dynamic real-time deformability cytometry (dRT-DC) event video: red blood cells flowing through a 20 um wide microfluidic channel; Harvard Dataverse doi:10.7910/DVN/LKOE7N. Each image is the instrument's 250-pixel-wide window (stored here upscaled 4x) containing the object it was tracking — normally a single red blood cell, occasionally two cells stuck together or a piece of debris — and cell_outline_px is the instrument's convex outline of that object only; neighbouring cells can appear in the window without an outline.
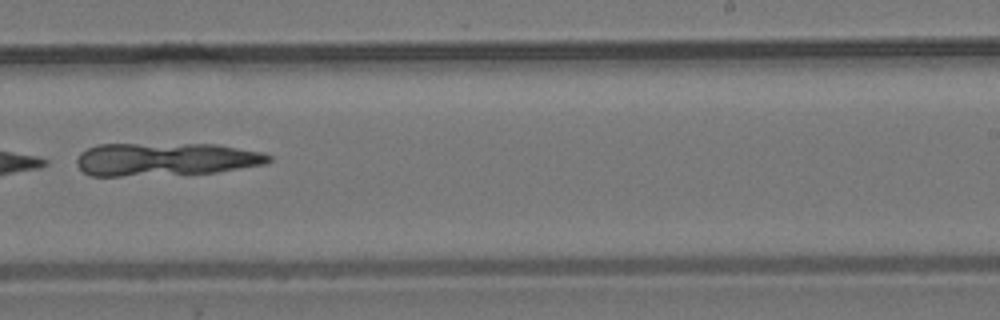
{"species": "common noctule bat (a hibernating species)", "species_latin": "Nyctalus noctula", "temperature_condition": "room temperature", "stored_images_in_passage": 6, "camera_frame_rate_fps": 3000, "um_per_image_px": 0.085, "animal": {"sex": "male", "body_mass_g": 19.2, "forearm_length_mm": 51.8}, "frame": {"image": 1, "passage_image": 6, "time_ms": 6.0, "image_size_px": [1000, 320], "cell_outline_px": [[272, 160], [264, 164], [216, 172], [120, 176], [88, 176], [76, 164], [76, 160], [80, 152], [96, 144], [216, 144], [264, 152], [272, 156]], "centroid_in_image_um": [14.06, 13.53], "position_along_channel_um": 274.9, "area_um2": 37.05}}